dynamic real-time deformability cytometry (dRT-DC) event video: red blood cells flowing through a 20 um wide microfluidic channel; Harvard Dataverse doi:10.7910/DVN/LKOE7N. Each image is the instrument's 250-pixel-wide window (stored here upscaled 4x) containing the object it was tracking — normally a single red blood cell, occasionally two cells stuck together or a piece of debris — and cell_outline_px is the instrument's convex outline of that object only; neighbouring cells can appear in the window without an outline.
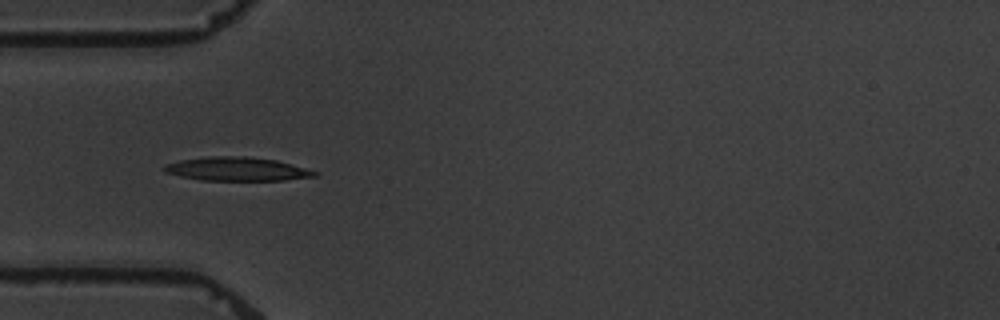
{"species": "common noctule bat (a hibernating species)", "species_latin": "Nyctalus noctula", "temperature_condition": "warm", "stored_images_in_passage": 9, "camera_frame_rate_fps": 3000, "um_per_image_px": 0.085, "animal": {"sex": "male", "body_mass_g": 19.5, "forearm_length_mm": 54.6}, "frame": {"image": 1, "passage_image": 3, "time_ms": 3.667, "image_size_px": [1000, 320], "cell_outline_px": [[320, 172], [316, 176], [284, 180], [200, 180], [180, 176], [164, 172], [164, 164], [180, 160], [208, 156], [244, 156], [276, 160]], "centroid_in_image_um": [20.12, 14.36], "position_along_channel_um": 64.9, "area_um2": 20.69}}
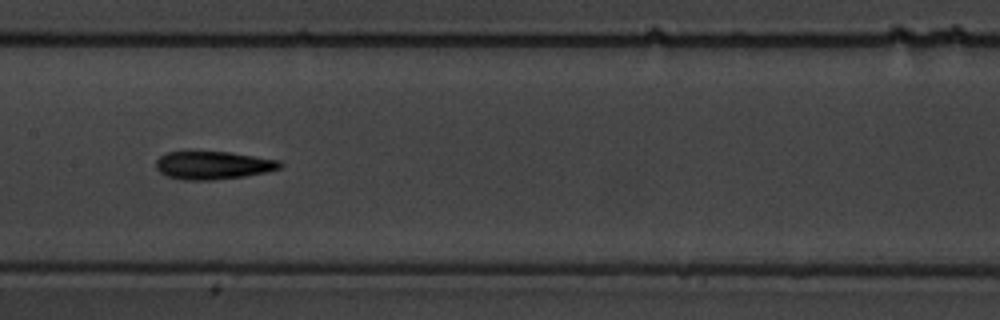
{"frame": {"image": 2, "passage_image": 6, "time_ms": 7.333, "image_size_px": [1000, 320], "cell_outline_px": [[284, 164], [280, 168], [264, 172], [244, 176], [212, 180], [184, 180], [168, 176], [160, 172], [156, 168], [156, 160], [160, 156], [168, 152], [192, 148], [228, 152], [280, 160]], "centroid_in_image_um": [18.05, 14.0], "position_along_channel_um": 189.3, "area_um2": 20.92}}
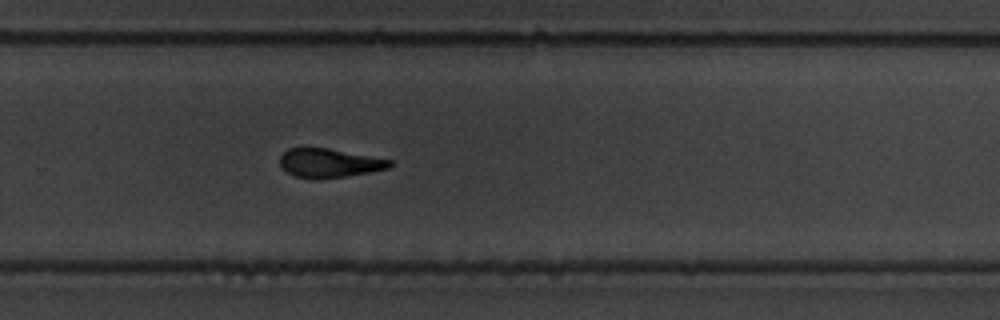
{"frame": {"image": 3, "passage_image": 9, "time_ms": 10.667, "image_size_px": [1000, 320], "cell_outline_px": [[392, 164], [388, 168], [368, 172], [344, 176], [296, 176], [288, 172], [280, 164], [280, 156], [288, 148], [328, 148], [392, 160]], "centroid_in_image_um": [28.0, 13.81], "position_along_channel_um": 301.8, "area_um2": 17.57}}